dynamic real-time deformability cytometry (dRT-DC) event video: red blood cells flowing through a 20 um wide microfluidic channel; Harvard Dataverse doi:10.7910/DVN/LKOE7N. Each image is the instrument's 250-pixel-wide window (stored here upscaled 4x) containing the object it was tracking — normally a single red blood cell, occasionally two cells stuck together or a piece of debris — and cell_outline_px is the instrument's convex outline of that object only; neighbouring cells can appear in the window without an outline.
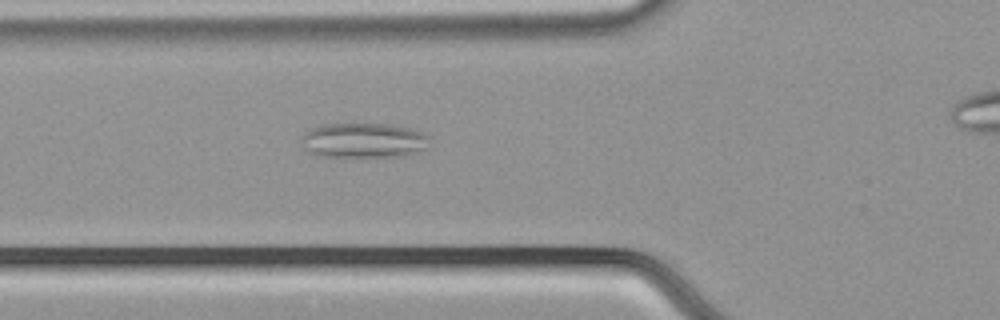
{"species": "common noctule bat (a hibernating species)", "species_latin": "Nyctalus noctula", "temperature_condition": "cold", "stored_images_in_passage": 38, "camera_frame_rate_fps": 3000, "um_per_image_px": 0.085, "animal": {"sex": "male", "body_mass_g": 21.5, "forearm_length_mm": 52.0}, "frame": {"image": 1, "passage_image": 10, "time_ms": 3.0, "image_size_px": [1000, 320], "cell_outline_px": [[432, 148], [404, 156], [360, 160], [324, 156], [312, 152], [304, 148], [300, 140], [304, 132], [312, 128], [324, 124], [392, 124], [424, 132], [428, 136], [432, 144]], "centroid_in_image_um": [30.99, 11.99], "position_along_channel_um": 94.8, "area_um2": 27.46}}
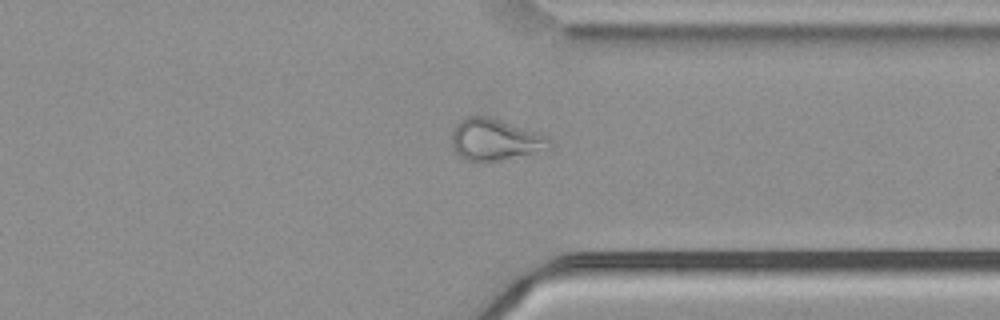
{"frame": {"image": 2, "passage_image": 32, "time_ms": 10.333, "image_size_px": [1000, 320], "cell_outline_px": [[556, 144], [552, 148], [484, 164], [476, 164], [464, 160], [456, 152], [452, 144], [452, 132], [456, 124], [464, 116], [488, 116], [536, 132], [552, 140]], "centroid_in_image_um": [42.05, 11.91], "position_along_channel_um": 369.3, "area_um2": 24.1}}